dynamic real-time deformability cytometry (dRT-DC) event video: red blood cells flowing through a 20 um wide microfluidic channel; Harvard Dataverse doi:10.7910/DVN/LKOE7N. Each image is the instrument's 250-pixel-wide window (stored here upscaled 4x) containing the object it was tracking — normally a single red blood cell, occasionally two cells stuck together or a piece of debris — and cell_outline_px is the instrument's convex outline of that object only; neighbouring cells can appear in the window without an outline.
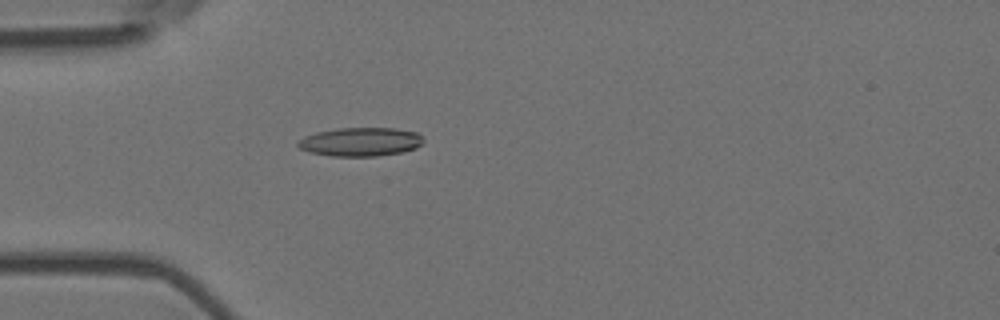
{"species": "Egyptian fruit bat (a non-hibernating species)", "species_latin": "Rousettus aegyptiacus", "temperature_condition": "room temperature", "stored_images_in_passage": 4, "camera_frame_rate_fps": 3000, "um_per_image_px": 0.085, "animal": {"sex": "female"}, "frame": {"image": 1, "passage_image": 4, "time_ms": 1.0, "image_size_px": [1000, 320], "cell_outline_px": [[424, 140], [416, 148], [400, 152], [376, 156], [332, 156], [308, 152], [300, 148], [296, 144], [304, 136], [316, 132], [340, 128], [396, 128], [416, 132]], "centroid_in_image_um": [30.62, 12.05], "position_along_channel_um": 54.4, "area_um2": 20.87}}